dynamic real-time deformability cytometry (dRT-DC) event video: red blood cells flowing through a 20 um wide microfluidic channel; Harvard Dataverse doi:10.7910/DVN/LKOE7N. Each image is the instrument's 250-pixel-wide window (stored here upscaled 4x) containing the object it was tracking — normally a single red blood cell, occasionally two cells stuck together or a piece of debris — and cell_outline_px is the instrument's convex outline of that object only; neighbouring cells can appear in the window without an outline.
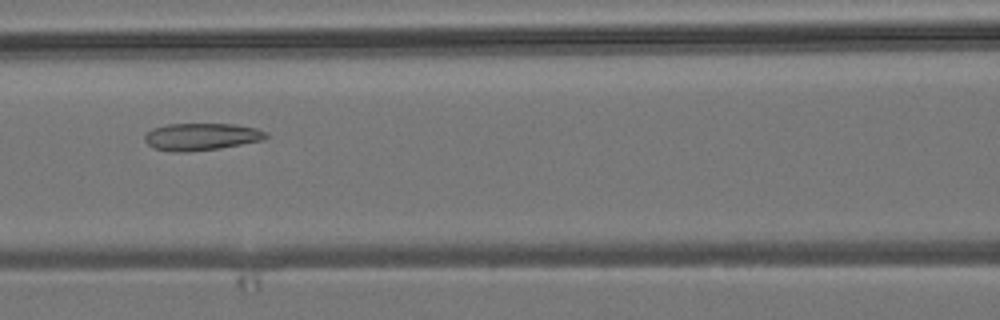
{"species": "common noctule bat (a hibernating species)", "species_latin": "Nyctalus noctula", "temperature_condition": "room temperature", "stored_images_in_passage": 6, "camera_frame_rate_fps": 3000, "um_per_image_px": 0.085, "animal": {"sex": "male", "body_mass_g": 19.2, "forearm_length_mm": 51.8}, "frame": {"image": 1, "passage_image": 6, "time_ms": 8.333, "image_size_px": [1000, 320], "cell_outline_px": [[268, 136], [264, 140], [220, 148], [188, 152], [172, 152], [156, 148], [148, 144], [144, 140], [144, 136], [152, 128], [168, 124], [236, 124], [256, 128], [268, 132]], "centroid_in_image_um": [17.14, 11.62], "position_along_channel_um": 149.5, "area_um2": 19.31}}